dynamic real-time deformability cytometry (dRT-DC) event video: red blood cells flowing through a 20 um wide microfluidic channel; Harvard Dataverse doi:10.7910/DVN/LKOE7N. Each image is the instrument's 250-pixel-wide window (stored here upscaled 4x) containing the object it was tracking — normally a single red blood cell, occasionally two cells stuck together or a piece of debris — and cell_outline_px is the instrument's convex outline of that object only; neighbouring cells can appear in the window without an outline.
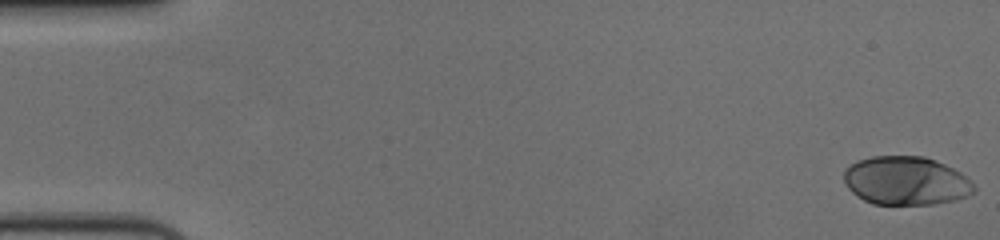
{"species": "human", "species_latin": "Homo sapiens", "temperature_condition": "cold", "stored_images_in_passage": 57, "camera_frame_rate_fps": 3000, "um_per_image_px": 0.085, "donor": {"sex": "female"}, "frame": {"image": 1, "passage_image": 1, "time_ms": 0.0, "image_size_px": [1000, 240], "cell_outline_px": [[976, 192], [968, 196], [956, 200], [932, 204], [872, 204], [856, 196], [848, 188], [844, 180], [844, 168], [860, 160], [872, 156], [924, 156], [936, 160], [960, 172], [976, 188]], "centroid_in_image_um": [77.0, 15.37], "position_along_channel_um": 8.0, "area_um2": 36.82}}
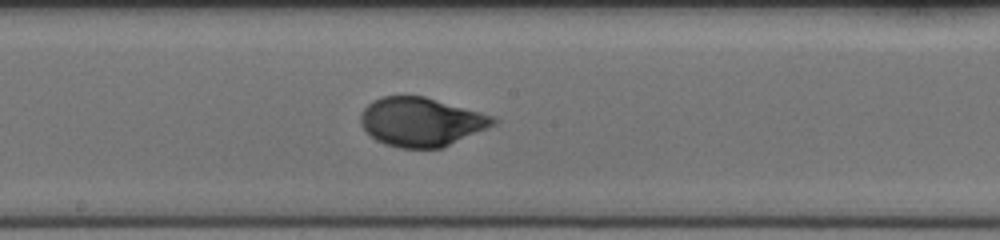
{"frame": {"image": 2, "passage_image": 31, "time_ms": 10.0, "image_size_px": [1000, 240], "cell_outline_px": [[500, 120], [496, 124], [488, 128], [440, 148], [400, 148], [384, 144], [376, 140], [360, 124], [360, 116], [364, 108], [372, 100], [380, 96], [424, 96], [496, 116]], "centroid_in_image_um": [35.82, 10.35], "position_along_channel_um": 212.4, "area_um2": 37.8}}
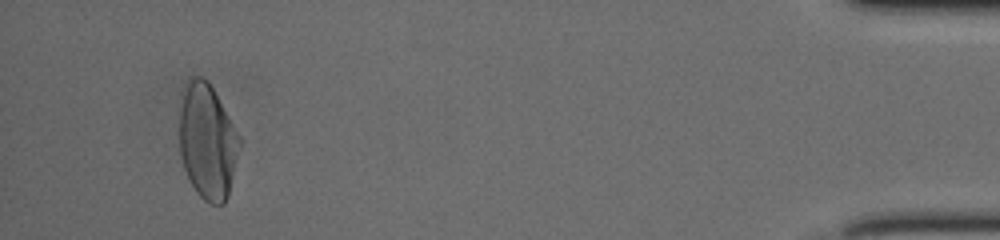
{"frame": {"image": 3, "passage_image": 54, "time_ms": 17.667, "image_size_px": [1000, 240], "cell_outline_px": [[240, 144], [228, 196], [224, 204], [208, 204], [196, 192], [184, 168], [180, 156], [180, 92], [188, 76], [200, 76], [208, 80], [240, 136]], "centroid_in_image_um": [17.6, 11.97], "position_along_channel_um": 417.6, "area_um2": 40.63}, "authors_computed_cell_mechanics": {"area_um2": 37.4544, "velocity_mm_per_s": 3.6285, "shape_relaxation_time_tau1_ms": 3.0926, "shape_relaxation_time_tau2_ms": null, "deformation_change_tau1": 0.178, "deformation_change_tau2": null}}